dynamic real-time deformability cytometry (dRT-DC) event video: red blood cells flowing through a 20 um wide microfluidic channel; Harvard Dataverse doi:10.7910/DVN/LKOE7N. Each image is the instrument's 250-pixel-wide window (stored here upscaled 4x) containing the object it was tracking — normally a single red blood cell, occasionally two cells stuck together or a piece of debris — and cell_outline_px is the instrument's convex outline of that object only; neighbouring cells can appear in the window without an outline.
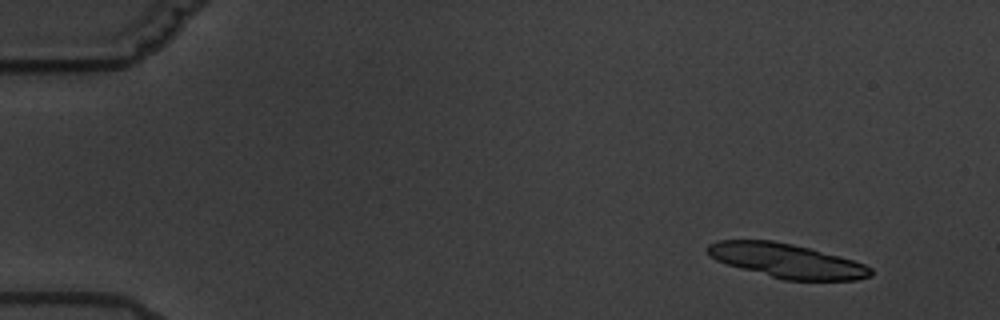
{"species": "common noctule bat (a hibernating species)", "species_latin": "Nyctalus noctula", "temperature_condition": "warm", "stored_images_in_passage": 5, "camera_frame_rate_fps": 3000, "um_per_image_px": 0.085, "animal": {"sex": "male", "body_mass_g": 19.5, "forearm_length_mm": 54.6}, "frame": {"image": 1, "passage_image": 2, "time_ms": 1.0, "image_size_px": [1000, 320], "cell_outline_px": [[872, 276], [856, 280], [784, 280], [728, 264], [716, 260], [708, 256], [704, 248], [708, 244], [716, 240], [772, 240], [792, 244], [808, 248], [852, 260], [864, 264], [872, 268]], "centroid_in_image_um": [66.83, 22.15], "position_along_channel_um": 18.2, "area_um2": 32.31}}